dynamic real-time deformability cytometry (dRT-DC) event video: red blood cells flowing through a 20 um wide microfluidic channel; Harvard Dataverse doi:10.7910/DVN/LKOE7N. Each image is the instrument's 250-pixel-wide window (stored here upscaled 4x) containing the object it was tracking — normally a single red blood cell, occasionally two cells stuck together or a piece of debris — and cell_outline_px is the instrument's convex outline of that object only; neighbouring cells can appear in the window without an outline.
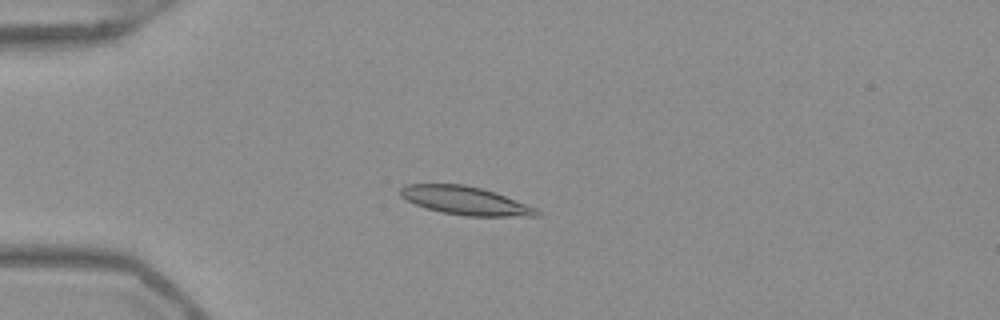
{"species": "Egyptian fruit bat (a non-hibernating species)", "species_latin": "Rousettus aegyptiacus", "temperature_condition": "warm", "stored_images_in_passage": 45, "camera_frame_rate_fps": 3000, "um_per_image_px": 0.085, "frame": {"image": 1, "passage_image": 7, "time_ms": 2.0, "image_size_px": [1000, 320], "cell_outline_px": [[540, 216], [468, 216], [440, 212], [416, 204], [400, 196], [400, 188], [404, 184], [464, 184], [496, 192], [536, 208], [540, 212]], "centroid_in_image_um": [39.55, 17.05], "position_along_channel_um": 45.4, "area_um2": 22.37}}
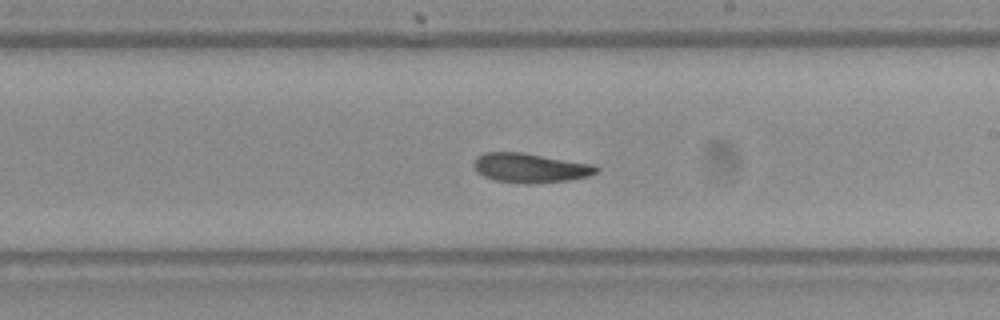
{"frame": {"image": 2, "passage_image": 24, "time_ms": 7.667, "image_size_px": [1000, 320], "cell_outline_px": [[600, 168], [596, 172], [588, 176], [568, 180], [492, 180], [476, 172], [472, 164], [476, 156], [484, 152], [524, 152], [596, 164]], "centroid_in_image_um": [45.06, 14.19], "position_along_channel_um": 243.9, "area_um2": 20.29}}
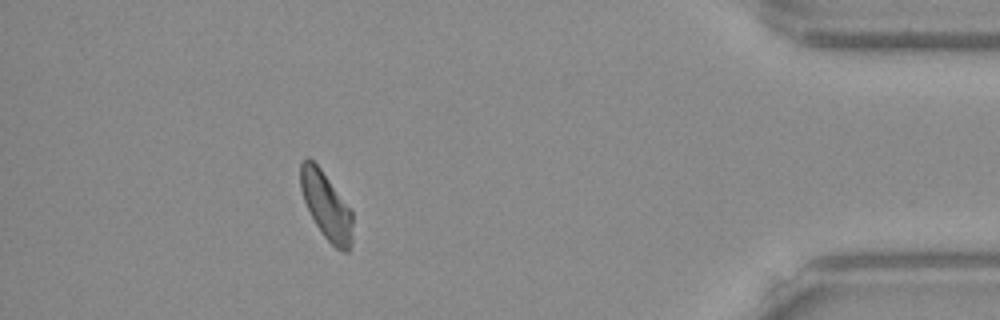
{"frame": {"image": 3, "passage_image": 40, "time_ms": 13.0, "image_size_px": [1000, 320], "cell_outline_px": [[352, 244], [348, 252], [344, 252], [336, 248], [324, 236], [316, 224], [304, 200], [300, 188], [300, 164], [308, 156], [320, 168], [352, 212]], "centroid_in_image_um": [27.73, 17.5], "position_along_channel_um": 407.5, "area_um2": 19.94}, "authors_computed_cell_mechanics": {"area_um2": 21.097, "velocity_mm_per_s": 3.9416, "shape_relaxation_time_tau1_ms": null, "shape_relaxation_time_tau2_ms": 3.5356, "deformation_change_tau1": null, "deformation_change_tau2": 0.0728}}